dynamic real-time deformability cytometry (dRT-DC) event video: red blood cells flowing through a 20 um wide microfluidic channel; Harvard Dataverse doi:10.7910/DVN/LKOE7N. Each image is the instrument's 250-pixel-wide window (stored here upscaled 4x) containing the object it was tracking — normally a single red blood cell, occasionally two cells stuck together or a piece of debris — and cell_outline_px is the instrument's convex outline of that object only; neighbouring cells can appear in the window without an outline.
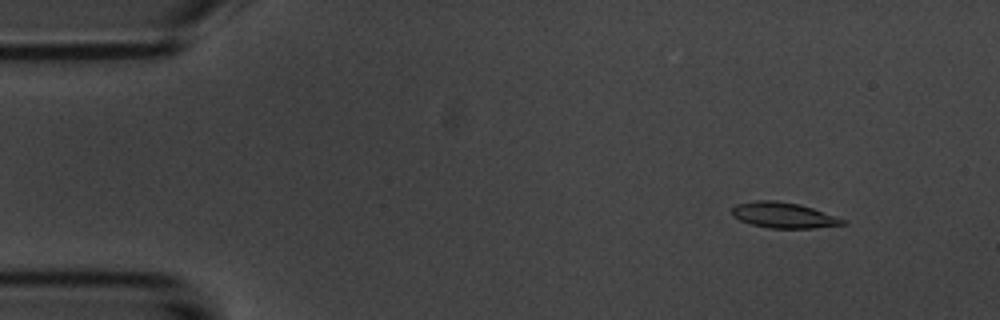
{"species": "common noctule bat (a hibernating species)", "species_latin": "Nyctalus noctula", "temperature_condition": "room temperature", "stored_images_in_passage": 5, "camera_frame_rate_fps": 3000, "um_per_image_px": 0.085, "animal": {"sex": "male", "body_mass_g": 20.1, "forearm_length_mm": 53.5}, "frame": {"image": 1, "passage_image": 2, "time_ms": 1.333, "image_size_px": [1000, 320], "cell_outline_px": [[848, 224], [812, 228], [772, 228], [752, 224], [740, 220], [732, 216], [732, 208], [736, 204], [756, 200], [776, 200], [800, 204], [848, 220]], "centroid_in_image_um": [66.63, 18.28], "position_along_channel_um": 18.4, "area_um2": 16.59}}